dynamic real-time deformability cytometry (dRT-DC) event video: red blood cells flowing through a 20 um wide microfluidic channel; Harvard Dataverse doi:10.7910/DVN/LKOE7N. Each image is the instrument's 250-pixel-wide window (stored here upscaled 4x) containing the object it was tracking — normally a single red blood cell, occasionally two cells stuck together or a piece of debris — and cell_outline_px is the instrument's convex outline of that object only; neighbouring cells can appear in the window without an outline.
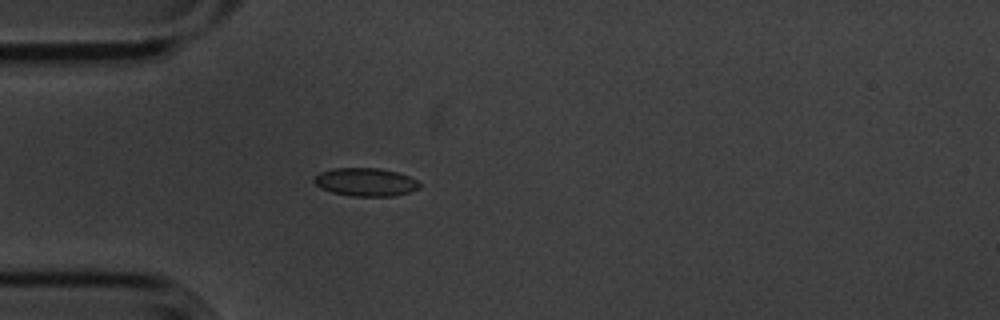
{"species": "common noctule bat (a hibernating species)", "species_latin": "Nyctalus noctula", "temperature_condition": "cold", "stored_images_in_passage": 4, "camera_frame_rate_fps": 3000, "um_per_image_px": 0.085, "animal": {"sex": "male", "body_mass_g": 20.1, "forearm_length_mm": 53.5}, "frame": {"image": 1, "passage_image": 4, "time_ms": 1.0, "image_size_px": [1000, 320], "cell_outline_px": [[420, 188], [396, 196], [352, 196], [332, 192], [320, 188], [312, 180], [320, 172], [332, 168], [376, 168], [396, 172], [408, 176], [416, 180], [420, 184]], "centroid_in_image_um": [31.06, 15.48], "position_along_channel_um": 53.9, "area_um2": 17.22}}